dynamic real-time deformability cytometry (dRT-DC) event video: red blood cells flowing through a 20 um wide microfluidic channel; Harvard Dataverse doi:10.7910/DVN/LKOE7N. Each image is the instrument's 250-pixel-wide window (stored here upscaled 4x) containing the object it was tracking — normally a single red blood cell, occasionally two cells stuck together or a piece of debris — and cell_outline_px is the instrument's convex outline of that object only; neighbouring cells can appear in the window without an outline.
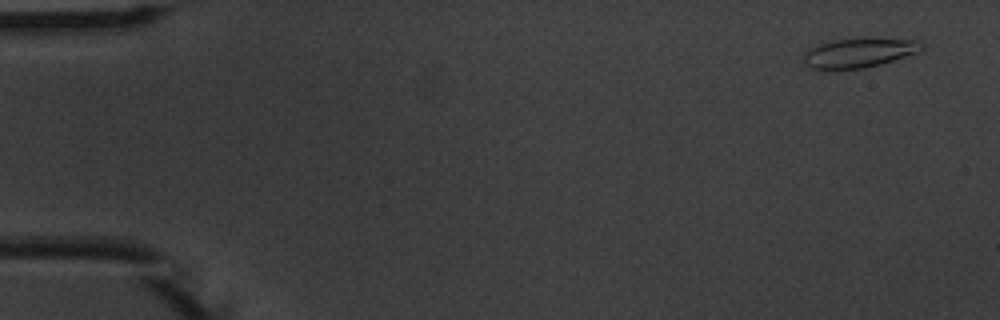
{"species": "common noctule bat (a hibernating species)", "species_latin": "Nyctalus noctula", "temperature_condition": "warm", "stored_images_in_passage": 4, "camera_frame_rate_fps": 3000, "um_per_image_px": 0.085, "animal": {"sex": "male", "body_mass_g": 20.1, "forearm_length_mm": 53.5}, "frame": {"image": 1, "passage_image": 1, "time_ms": 0.0, "image_size_px": [1000, 320], "cell_outline_px": [[924, 48], [920, 52], [880, 64], [864, 68], [812, 68], [804, 64], [804, 52], [808, 48], [816, 44], [832, 40], [920, 40], [924, 44]], "centroid_in_image_um": [73.01, 4.5], "position_along_channel_um": 12.0, "area_um2": 19.59}}